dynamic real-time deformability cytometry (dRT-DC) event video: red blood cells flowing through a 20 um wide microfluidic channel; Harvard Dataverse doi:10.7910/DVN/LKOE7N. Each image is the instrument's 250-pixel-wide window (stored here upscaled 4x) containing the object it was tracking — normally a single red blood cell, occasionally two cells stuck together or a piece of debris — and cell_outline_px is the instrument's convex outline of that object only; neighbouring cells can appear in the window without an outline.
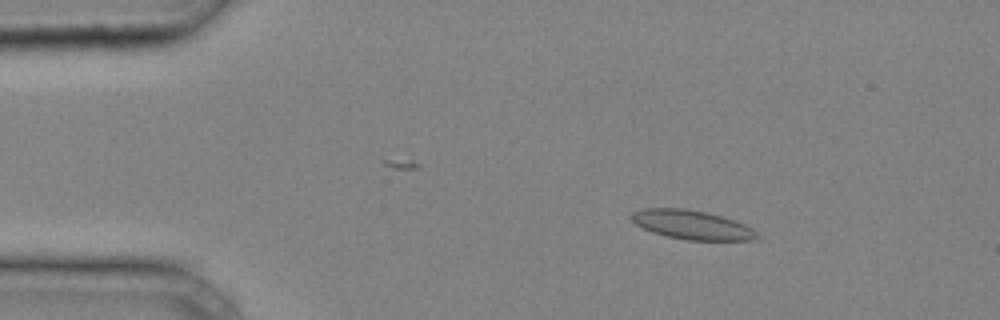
{"species": "common noctule bat (a hibernating species)", "species_latin": "Nyctalus noctula", "temperature_condition": "cold", "stored_images_in_passage": 40, "camera_frame_rate_fps": 3000, "um_per_image_px": 0.085, "animal": {"sex": "male", "body_mass_g": 20.4}, "frame": {"image": 1, "passage_image": 6, "time_ms": 1.667, "image_size_px": [1000, 320], "cell_outline_px": [[760, 236], [756, 240], [684, 240], [664, 236], [652, 232], [636, 224], [628, 216], [632, 212], [644, 208], [684, 208], [704, 212], [720, 216], [744, 224], [752, 228]], "centroid_in_image_um": [58.78, 19.12], "position_along_channel_um": 26.2, "area_um2": 21.27}}
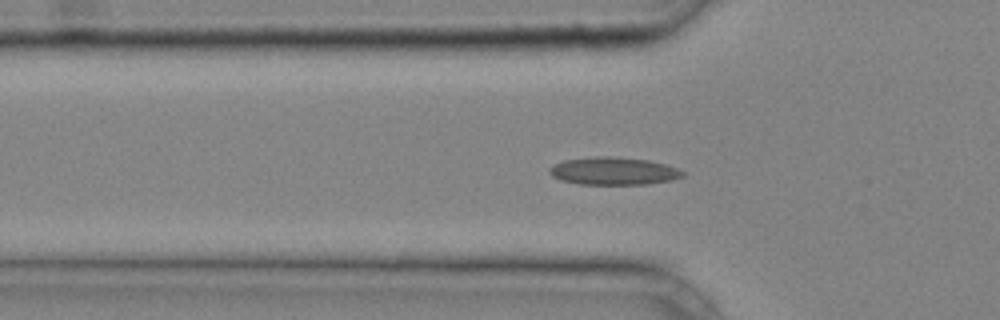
{"frame": {"image": 2, "passage_image": 13, "time_ms": 4.0, "image_size_px": [1000, 320], "cell_outline_px": [[684, 176], [672, 180], [648, 184], [580, 184], [560, 180], [552, 176], [548, 172], [548, 168], [564, 160], [592, 156], [612, 156], [648, 160], [664, 164], [676, 168], [684, 172]], "centroid_in_image_um": [52.13, 14.53], "position_along_channel_um": 73.7, "area_um2": 21.5}}
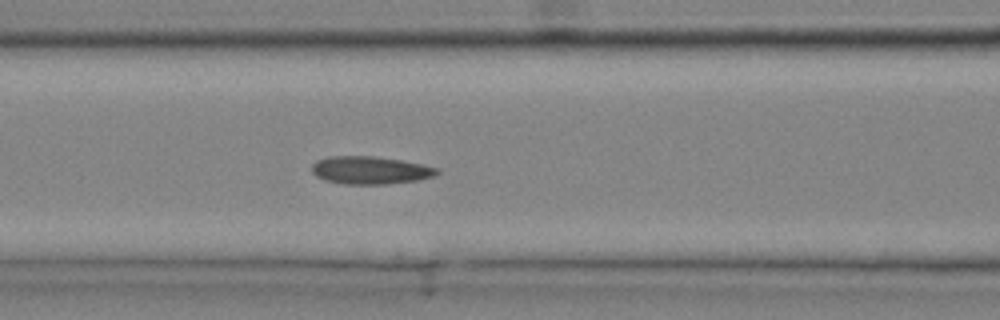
{"frame": {"image": 3, "passage_image": 17, "time_ms": 5.333, "image_size_px": [1000, 320], "cell_outline_px": [[440, 172], [436, 176], [416, 180], [388, 184], [344, 184], [328, 180], [316, 176], [312, 172], [312, 164], [316, 160], [328, 156], [376, 156], [400, 160], [420, 164], [436, 168]], "centroid_in_image_um": [31.46, 14.46], "position_along_channel_um": 135.1, "area_um2": 20.17}}